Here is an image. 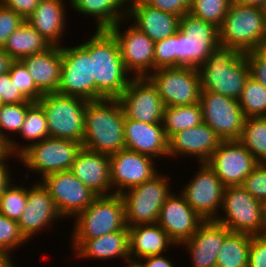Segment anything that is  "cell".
<instances>
[{
  "instance_id": "cell-1",
  "label": "cell",
  "mask_w": 266,
  "mask_h": 267,
  "mask_svg": "<svg viewBox=\"0 0 266 267\" xmlns=\"http://www.w3.org/2000/svg\"><path fill=\"white\" fill-rule=\"evenodd\" d=\"M80 45L91 57L92 76L95 78V100L118 99L133 77L125 68L114 36L108 30H96Z\"/></svg>"
},
{
  "instance_id": "cell-2",
  "label": "cell",
  "mask_w": 266,
  "mask_h": 267,
  "mask_svg": "<svg viewBox=\"0 0 266 267\" xmlns=\"http://www.w3.org/2000/svg\"><path fill=\"white\" fill-rule=\"evenodd\" d=\"M124 122L118 99L89 101L84 115L83 147L108 156L125 149Z\"/></svg>"
},
{
  "instance_id": "cell-3",
  "label": "cell",
  "mask_w": 266,
  "mask_h": 267,
  "mask_svg": "<svg viewBox=\"0 0 266 267\" xmlns=\"http://www.w3.org/2000/svg\"><path fill=\"white\" fill-rule=\"evenodd\" d=\"M201 90L238 100L250 76L246 53L219 44L198 68Z\"/></svg>"
},
{
  "instance_id": "cell-4",
  "label": "cell",
  "mask_w": 266,
  "mask_h": 267,
  "mask_svg": "<svg viewBox=\"0 0 266 267\" xmlns=\"http://www.w3.org/2000/svg\"><path fill=\"white\" fill-rule=\"evenodd\" d=\"M219 29V43L247 53L266 38V9L231 2Z\"/></svg>"
},
{
  "instance_id": "cell-5",
  "label": "cell",
  "mask_w": 266,
  "mask_h": 267,
  "mask_svg": "<svg viewBox=\"0 0 266 267\" xmlns=\"http://www.w3.org/2000/svg\"><path fill=\"white\" fill-rule=\"evenodd\" d=\"M223 215L214 221L231 232L251 236L266 234L264 203L253 197L242 185L226 186L222 200Z\"/></svg>"
},
{
  "instance_id": "cell-6",
  "label": "cell",
  "mask_w": 266,
  "mask_h": 267,
  "mask_svg": "<svg viewBox=\"0 0 266 267\" xmlns=\"http://www.w3.org/2000/svg\"><path fill=\"white\" fill-rule=\"evenodd\" d=\"M74 220L71 240H88L115 231H128L121 194L97 196Z\"/></svg>"
},
{
  "instance_id": "cell-7",
  "label": "cell",
  "mask_w": 266,
  "mask_h": 267,
  "mask_svg": "<svg viewBox=\"0 0 266 267\" xmlns=\"http://www.w3.org/2000/svg\"><path fill=\"white\" fill-rule=\"evenodd\" d=\"M219 44L218 27L185 13L177 31V67L198 69Z\"/></svg>"
},
{
  "instance_id": "cell-8",
  "label": "cell",
  "mask_w": 266,
  "mask_h": 267,
  "mask_svg": "<svg viewBox=\"0 0 266 267\" xmlns=\"http://www.w3.org/2000/svg\"><path fill=\"white\" fill-rule=\"evenodd\" d=\"M37 102L45 113L49 137L83 143L84 115L89 101L53 92L44 94Z\"/></svg>"
},
{
  "instance_id": "cell-9",
  "label": "cell",
  "mask_w": 266,
  "mask_h": 267,
  "mask_svg": "<svg viewBox=\"0 0 266 267\" xmlns=\"http://www.w3.org/2000/svg\"><path fill=\"white\" fill-rule=\"evenodd\" d=\"M168 177L159 172L121 193L127 227L157 222L162 205L172 194Z\"/></svg>"
},
{
  "instance_id": "cell-10",
  "label": "cell",
  "mask_w": 266,
  "mask_h": 267,
  "mask_svg": "<svg viewBox=\"0 0 266 267\" xmlns=\"http://www.w3.org/2000/svg\"><path fill=\"white\" fill-rule=\"evenodd\" d=\"M82 147L77 141L49 137L28 145L17 160L42 179L50 173L69 171Z\"/></svg>"
},
{
  "instance_id": "cell-11",
  "label": "cell",
  "mask_w": 266,
  "mask_h": 267,
  "mask_svg": "<svg viewBox=\"0 0 266 267\" xmlns=\"http://www.w3.org/2000/svg\"><path fill=\"white\" fill-rule=\"evenodd\" d=\"M157 88L164 107L192 105L199 102L201 82L197 68H159L147 77Z\"/></svg>"
},
{
  "instance_id": "cell-12",
  "label": "cell",
  "mask_w": 266,
  "mask_h": 267,
  "mask_svg": "<svg viewBox=\"0 0 266 267\" xmlns=\"http://www.w3.org/2000/svg\"><path fill=\"white\" fill-rule=\"evenodd\" d=\"M203 122L221 140H239L243 131L245 116L238 100L215 92L201 91Z\"/></svg>"
},
{
  "instance_id": "cell-13",
  "label": "cell",
  "mask_w": 266,
  "mask_h": 267,
  "mask_svg": "<svg viewBox=\"0 0 266 267\" xmlns=\"http://www.w3.org/2000/svg\"><path fill=\"white\" fill-rule=\"evenodd\" d=\"M62 68L57 93L95 100V78L90 54L81 46H61Z\"/></svg>"
},
{
  "instance_id": "cell-14",
  "label": "cell",
  "mask_w": 266,
  "mask_h": 267,
  "mask_svg": "<svg viewBox=\"0 0 266 267\" xmlns=\"http://www.w3.org/2000/svg\"><path fill=\"white\" fill-rule=\"evenodd\" d=\"M38 181L48 190L58 213L64 219L71 216L75 218L97 197L70 170L50 173Z\"/></svg>"
},
{
  "instance_id": "cell-15",
  "label": "cell",
  "mask_w": 266,
  "mask_h": 267,
  "mask_svg": "<svg viewBox=\"0 0 266 267\" xmlns=\"http://www.w3.org/2000/svg\"><path fill=\"white\" fill-rule=\"evenodd\" d=\"M124 20L127 19L120 20L108 31L118 43L127 71L134 78L148 77L150 72L154 71L155 42L133 24L121 31Z\"/></svg>"
},
{
  "instance_id": "cell-16",
  "label": "cell",
  "mask_w": 266,
  "mask_h": 267,
  "mask_svg": "<svg viewBox=\"0 0 266 267\" xmlns=\"http://www.w3.org/2000/svg\"><path fill=\"white\" fill-rule=\"evenodd\" d=\"M188 184L182 187L181 194L189 206L205 221L215 220L220 214L225 185L206 164L200 163Z\"/></svg>"
},
{
  "instance_id": "cell-17",
  "label": "cell",
  "mask_w": 266,
  "mask_h": 267,
  "mask_svg": "<svg viewBox=\"0 0 266 267\" xmlns=\"http://www.w3.org/2000/svg\"><path fill=\"white\" fill-rule=\"evenodd\" d=\"M124 117L143 123H162L164 105L147 77L134 78L118 98Z\"/></svg>"
},
{
  "instance_id": "cell-18",
  "label": "cell",
  "mask_w": 266,
  "mask_h": 267,
  "mask_svg": "<svg viewBox=\"0 0 266 267\" xmlns=\"http://www.w3.org/2000/svg\"><path fill=\"white\" fill-rule=\"evenodd\" d=\"M206 164L225 186H236L259 163L239 140H222Z\"/></svg>"
},
{
  "instance_id": "cell-19",
  "label": "cell",
  "mask_w": 266,
  "mask_h": 267,
  "mask_svg": "<svg viewBox=\"0 0 266 267\" xmlns=\"http://www.w3.org/2000/svg\"><path fill=\"white\" fill-rule=\"evenodd\" d=\"M109 157L110 180L114 194H121L158 174L154 158L148 155L122 149Z\"/></svg>"
},
{
  "instance_id": "cell-20",
  "label": "cell",
  "mask_w": 266,
  "mask_h": 267,
  "mask_svg": "<svg viewBox=\"0 0 266 267\" xmlns=\"http://www.w3.org/2000/svg\"><path fill=\"white\" fill-rule=\"evenodd\" d=\"M205 222L186 202L184 196L174 192L167 198L159 212V224L170 239L180 247Z\"/></svg>"
},
{
  "instance_id": "cell-21",
  "label": "cell",
  "mask_w": 266,
  "mask_h": 267,
  "mask_svg": "<svg viewBox=\"0 0 266 267\" xmlns=\"http://www.w3.org/2000/svg\"><path fill=\"white\" fill-rule=\"evenodd\" d=\"M59 218L62 219L55 207L53 198L40 181L35 182V184L33 182V186L27 187L26 205L17 223L28 242L41 230L42 232L44 229L47 230L53 221L58 222Z\"/></svg>"
},
{
  "instance_id": "cell-22",
  "label": "cell",
  "mask_w": 266,
  "mask_h": 267,
  "mask_svg": "<svg viewBox=\"0 0 266 267\" xmlns=\"http://www.w3.org/2000/svg\"><path fill=\"white\" fill-rule=\"evenodd\" d=\"M222 142L221 138L206 123L182 130L168 139V156H194L206 163Z\"/></svg>"
},
{
  "instance_id": "cell-23",
  "label": "cell",
  "mask_w": 266,
  "mask_h": 267,
  "mask_svg": "<svg viewBox=\"0 0 266 267\" xmlns=\"http://www.w3.org/2000/svg\"><path fill=\"white\" fill-rule=\"evenodd\" d=\"M70 171L97 196L114 194L111 192L110 157L108 155L82 147Z\"/></svg>"
},
{
  "instance_id": "cell-24",
  "label": "cell",
  "mask_w": 266,
  "mask_h": 267,
  "mask_svg": "<svg viewBox=\"0 0 266 267\" xmlns=\"http://www.w3.org/2000/svg\"><path fill=\"white\" fill-rule=\"evenodd\" d=\"M231 231L214 220L205 221L183 245L191 256L193 267H216L224 238Z\"/></svg>"
},
{
  "instance_id": "cell-25",
  "label": "cell",
  "mask_w": 266,
  "mask_h": 267,
  "mask_svg": "<svg viewBox=\"0 0 266 267\" xmlns=\"http://www.w3.org/2000/svg\"><path fill=\"white\" fill-rule=\"evenodd\" d=\"M125 149L153 157L168 158V139L162 123H143L125 118ZM156 157V158H155Z\"/></svg>"
},
{
  "instance_id": "cell-26",
  "label": "cell",
  "mask_w": 266,
  "mask_h": 267,
  "mask_svg": "<svg viewBox=\"0 0 266 267\" xmlns=\"http://www.w3.org/2000/svg\"><path fill=\"white\" fill-rule=\"evenodd\" d=\"M129 18L134 20L133 25L154 42L168 38L179 30V16L151 7L143 0L129 4L128 21Z\"/></svg>"
},
{
  "instance_id": "cell-27",
  "label": "cell",
  "mask_w": 266,
  "mask_h": 267,
  "mask_svg": "<svg viewBox=\"0 0 266 267\" xmlns=\"http://www.w3.org/2000/svg\"><path fill=\"white\" fill-rule=\"evenodd\" d=\"M22 61L43 94L57 92L62 68L61 46L51 45L43 52L24 57Z\"/></svg>"
},
{
  "instance_id": "cell-28",
  "label": "cell",
  "mask_w": 266,
  "mask_h": 267,
  "mask_svg": "<svg viewBox=\"0 0 266 267\" xmlns=\"http://www.w3.org/2000/svg\"><path fill=\"white\" fill-rule=\"evenodd\" d=\"M74 254L83 259L123 258L130 259L128 231H115L101 237L88 240H72Z\"/></svg>"
},
{
  "instance_id": "cell-29",
  "label": "cell",
  "mask_w": 266,
  "mask_h": 267,
  "mask_svg": "<svg viewBox=\"0 0 266 267\" xmlns=\"http://www.w3.org/2000/svg\"><path fill=\"white\" fill-rule=\"evenodd\" d=\"M63 0H40L26 19L50 45L61 46L66 28V4Z\"/></svg>"
},
{
  "instance_id": "cell-30",
  "label": "cell",
  "mask_w": 266,
  "mask_h": 267,
  "mask_svg": "<svg viewBox=\"0 0 266 267\" xmlns=\"http://www.w3.org/2000/svg\"><path fill=\"white\" fill-rule=\"evenodd\" d=\"M130 259L163 254L164 251L175 247L165 230L157 223L142 224L128 227ZM169 247V248H168Z\"/></svg>"
},
{
  "instance_id": "cell-31",
  "label": "cell",
  "mask_w": 266,
  "mask_h": 267,
  "mask_svg": "<svg viewBox=\"0 0 266 267\" xmlns=\"http://www.w3.org/2000/svg\"><path fill=\"white\" fill-rule=\"evenodd\" d=\"M69 2L74 11L88 14L87 16L96 19V30H108L128 16L129 3L126 0H69Z\"/></svg>"
},
{
  "instance_id": "cell-32",
  "label": "cell",
  "mask_w": 266,
  "mask_h": 267,
  "mask_svg": "<svg viewBox=\"0 0 266 267\" xmlns=\"http://www.w3.org/2000/svg\"><path fill=\"white\" fill-rule=\"evenodd\" d=\"M50 43L27 20L7 38L3 49L14 59L40 53L50 47Z\"/></svg>"
},
{
  "instance_id": "cell-33",
  "label": "cell",
  "mask_w": 266,
  "mask_h": 267,
  "mask_svg": "<svg viewBox=\"0 0 266 267\" xmlns=\"http://www.w3.org/2000/svg\"><path fill=\"white\" fill-rule=\"evenodd\" d=\"M32 103V101H27L17 104H2L0 107V136L8 144L10 154L14 155L16 159L23 151V146H18V142L16 140L13 141L8 134L12 132L14 136L19 133L24 123L27 109ZM5 132H8V134Z\"/></svg>"
},
{
  "instance_id": "cell-34",
  "label": "cell",
  "mask_w": 266,
  "mask_h": 267,
  "mask_svg": "<svg viewBox=\"0 0 266 267\" xmlns=\"http://www.w3.org/2000/svg\"><path fill=\"white\" fill-rule=\"evenodd\" d=\"M203 122L201 105L164 107L163 128L167 139L179 131L200 125Z\"/></svg>"
},
{
  "instance_id": "cell-35",
  "label": "cell",
  "mask_w": 266,
  "mask_h": 267,
  "mask_svg": "<svg viewBox=\"0 0 266 267\" xmlns=\"http://www.w3.org/2000/svg\"><path fill=\"white\" fill-rule=\"evenodd\" d=\"M251 235L230 232L219 250L216 267H247Z\"/></svg>"
},
{
  "instance_id": "cell-36",
  "label": "cell",
  "mask_w": 266,
  "mask_h": 267,
  "mask_svg": "<svg viewBox=\"0 0 266 267\" xmlns=\"http://www.w3.org/2000/svg\"><path fill=\"white\" fill-rule=\"evenodd\" d=\"M239 141L261 164H266V117L245 118Z\"/></svg>"
},
{
  "instance_id": "cell-37",
  "label": "cell",
  "mask_w": 266,
  "mask_h": 267,
  "mask_svg": "<svg viewBox=\"0 0 266 267\" xmlns=\"http://www.w3.org/2000/svg\"><path fill=\"white\" fill-rule=\"evenodd\" d=\"M238 102L245 118L266 117V88L251 76L245 81Z\"/></svg>"
},
{
  "instance_id": "cell-38",
  "label": "cell",
  "mask_w": 266,
  "mask_h": 267,
  "mask_svg": "<svg viewBox=\"0 0 266 267\" xmlns=\"http://www.w3.org/2000/svg\"><path fill=\"white\" fill-rule=\"evenodd\" d=\"M25 141L23 150L30 144L49 138L48 124L42 106L33 102L27 109L24 123L19 133ZM31 141V142H30Z\"/></svg>"
},
{
  "instance_id": "cell-39",
  "label": "cell",
  "mask_w": 266,
  "mask_h": 267,
  "mask_svg": "<svg viewBox=\"0 0 266 267\" xmlns=\"http://www.w3.org/2000/svg\"><path fill=\"white\" fill-rule=\"evenodd\" d=\"M232 0H191L192 15L220 27Z\"/></svg>"
},
{
  "instance_id": "cell-40",
  "label": "cell",
  "mask_w": 266,
  "mask_h": 267,
  "mask_svg": "<svg viewBox=\"0 0 266 267\" xmlns=\"http://www.w3.org/2000/svg\"><path fill=\"white\" fill-rule=\"evenodd\" d=\"M27 201V188L10 183L0 195V213L9 219L18 221L24 212Z\"/></svg>"
},
{
  "instance_id": "cell-41",
  "label": "cell",
  "mask_w": 266,
  "mask_h": 267,
  "mask_svg": "<svg viewBox=\"0 0 266 267\" xmlns=\"http://www.w3.org/2000/svg\"><path fill=\"white\" fill-rule=\"evenodd\" d=\"M9 74L11 80L29 101L37 102L44 95L36 87L27 66L22 60L13 61Z\"/></svg>"
},
{
  "instance_id": "cell-42",
  "label": "cell",
  "mask_w": 266,
  "mask_h": 267,
  "mask_svg": "<svg viewBox=\"0 0 266 267\" xmlns=\"http://www.w3.org/2000/svg\"><path fill=\"white\" fill-rule=\"evenodd\" d=\"M25 242L17 221L0 213V249L12 259L11 252Z\"/></svg>"
},
{
  "instance_id": "cell-43",
  "label": "cell",
  "mask_w": 266,
  "mask_h": 267,
  "mask_svg": "<svg viewBox=\"0 0 266 267\" xmlns=\"http://www.w3.org/2000/svg\"><path fill=\"white\" fill-rule=\"evenodd\" d=\"M177 67V32L168 38L155 42L154 70Z\"/></svg>"
},
{
  "instance_id": "cell-44",
  "label": "cell",
  "mask_w": 266,
  "mask_h": 267,
  "mask_svg": "<svg viewBox=\"0 0 266 267\" xmlns=\"http://www.w3.org/2000/svg\"><path fill=\"white\" fill-rule=\"evenodd\" d=\"M242 186L257 200L266 202V164L259 163L245 178Z\"/></svg>"
},
{
  "instance_id": "cell-45",
  "label": "cell",
  "mask_w": 266,
  "mask_h": 267,
  "mask_svg": "<svg viewBox=\"0 0 266 267\" xmlns=\"http://www.w3.org/2000/svg\"><path fill=\"white\" fill-rule=\"evenodd\" d=\"M25 19L12 9L0 3V48H3L7 38L18 29Z\"/></svg>"
},
{
  "instance_id": "cell-46",
  "label": "cell",
  "mask_w": 266,
  "mask_h": 267,
  "mask_svg": "<svg viewBox=\"0 0 266 267\" xmlns=\"http://www.w3.org/2000/svg\"><path fill=\"white\" fill-rule=\"evenodd\" d=\"M0 99L2 104H17L29 101L11 80L9 72L0 75Z\"/></svg>"
},
{
  "instance_id": "cell-47",
  "label": "cell",
  "mask_w": 266,
  "mask_h": 267,
  "mask_svg": "<svg viewBox=\"0 0 266 267\" xmlns=\"http://www.w3.org/2000/svg\"><path fill=\"white\" fill-rule=\"evenodd\" d=\"M247 267H266V234L251 237Z\"/></svg>"
},
{
  "instance_id": "cell-48",
  "label": "cell",
  "mask_w": 266,
  "mask_h": 267,
  "mask_svg": "<svg viewBox=\"0 0 266 267\" xmlns=\"http://www.w3.org/2000/svg\"><path fill=\"white\" fill-rule=\"evenodd\" d=\"M151 7L164 12L175 14L179 17L190 11L191 0H143Z\"/></svg>"
},
{
  "instance_id": "cell-49",
  "label": "cell",
  "mask_w": 266,
  "mask_h": 267,
  "mask_svg": "<svg viewBox=\"0 0 266 267\" xmlns=\"http://www.w3.org/2000/svg\"><path fill=\"white\" fill-rule=\"evenodd\" d=\"M250 76L266 88V60L256 51L246 53Z\"/></svg>"
},
{
  "instance_id": "cell-50",
  "label": "cell",
  "mask_w": 266,
  "mask_h": 267,
  "mask_svg": "<svg viewBox=\"0 0 266 267\" xmlns=\"http://www.w3.org/2000/svg\"><path fill=\"white\" fill-rule=\"evenodd\" d=\"M40 0H0L5 7L12 9L25 20L33 13Z\"/></svg>"
},
{
  "instance_id": "cell-51",
  "label": "cell",
  "mask_w": 266,
  "mask_h": 267,
  "mask_svg": "<svg viewBox=\"0 0 266 267\" xmlns=\"http://www.w3.org/2000/svg\"><path fill=\"white\" fill-rule=\"evenodd\" d=\"M165 255H153L142 258L143 260H139L143 267H176L172 264V260Z\"/></svg>"
},
{
  "instance_id": "cell-52",
  "label": "cell",
  "mask_w": 266,
  "mask_h": 267,
  "mask_svg": "<svg viewBox=\"0 0 266 267\" xmlns=\"http://www.w3.org/2000/svg\"><path fill=\"white\" fill-rule=\"evenodd\" d=\"M14 155H9L8 157H5L3 159H0V195L3 193V191L9 186L10 183H12V177L8 169L9 165L7 166L6 161L11 158ZM5 164V165H4Z\"/></svg>"
},
{
  "instance_id": "cell-53",
  "label": "cell",
  "mask_w": 266,
  "mask_h": 267,
  "mask_svg": "<svg viewBox=\"0 0 266 267\" xmlns=\"http://www.w3.org/2000/svg\"><path fill=\"white\" fill-rule=\"evenodd\" d=\"M14 59L3 49L0 48V75L9 72Z\"/></svg>"
},
{
  "instance_id": "cell-54",
  "label": "cell",
  "mask_w": 266,
  "mask_h": 267,
  "mask_svg": "<svg viewBox=\"0 0 266 267\" xmlns=\"http://www.w3.org/2000/svg\"><path fill=\"white\" fill-rule=\"evenodd\" d=\"M232 2L245 5V6H256L266 9V0H232Z\"/></svg>"
},
{
  "instance_id": "cell-55",
  "label": "cell",
  "mask_w": 266,
  "mask_h": 267,
  "mask_svg": "<svg viewBox=\"0 0 266 267\" xmlns=\"http://www.w3.org/2000/svg\"><path fill=\"white\" fill-rule=\"evenodd\" d=\"M14 262L0 249V267H14Z\"/></svg>"
},
{
  "instance_id": "cell-56",
  "label": "cell",
  "mask_w": 266,
  "mask_h": 267,
  "mask_svg": "<svg viewBox=\"0 0 266 267\" xmlns=\"http://www.w3.org/2000/svg\"><path fill=\"white\" fill-rule=\"evenodd\" d=\"M9 155L8 144L0 136V159L8 157Z\"/></svg>"
},
{
  "instance_id": "cell-57",
  "label": "cell",
  "mask_w": 266,
  "mask_h": 267,
  "mask_svg": "<svg viewBox=\"0 0 266 267\" xmlns=\"http://www.w3.org/2000/svg\"><path fill=\"white\" fill-rule=\"evenodd\" d=\"M256 51L266 60V38L259 44Z\"/></svg>"
},
{
  "instance_id": "cell-58",
  "label": "cell",
  "mask_w": 266,
  "mask_h": 267,
  "mask_svg": "<svg viewBox=\"0 0 266 267\" xmlns=\"http://www.w3.org/2000/svg\"><path fill=\"white\" fill-rule=\"evenodd\" d=\"M125 263L128 264L127 267H143L139 260L129 259V260H127V262L125 261Z\"/></svg>"
},
{
  "instance_id": "cell-59",
  "label": "cell",
  "mask_w": 266,
  "mask_h": 267,
  "mask_svg": "<svg viewBox=\"0 0 266 267\" xmlns=\"http://www.w3.org/2000/svg\"><path fill=\"white\" fill-rule=\"evenodd\" d=\"M264 211H265V219H266V202H264Z\"/></svg>"
},
{
  "instance_id": "cell-60",
  "label": "cell",
  "mask_w": 266,
  "mask_h": 267,
  "mask_svg": "<svg viewBox=\"0 0 266 267\" xmlns=\"http://www.w3.org/2000/svg\"><path fill=\"white\" fill-rule=\"evenodd\" d=\"M129 4L131 3V2H134V1H137V0H126Z\"/></svg>"
}]
</instances>
